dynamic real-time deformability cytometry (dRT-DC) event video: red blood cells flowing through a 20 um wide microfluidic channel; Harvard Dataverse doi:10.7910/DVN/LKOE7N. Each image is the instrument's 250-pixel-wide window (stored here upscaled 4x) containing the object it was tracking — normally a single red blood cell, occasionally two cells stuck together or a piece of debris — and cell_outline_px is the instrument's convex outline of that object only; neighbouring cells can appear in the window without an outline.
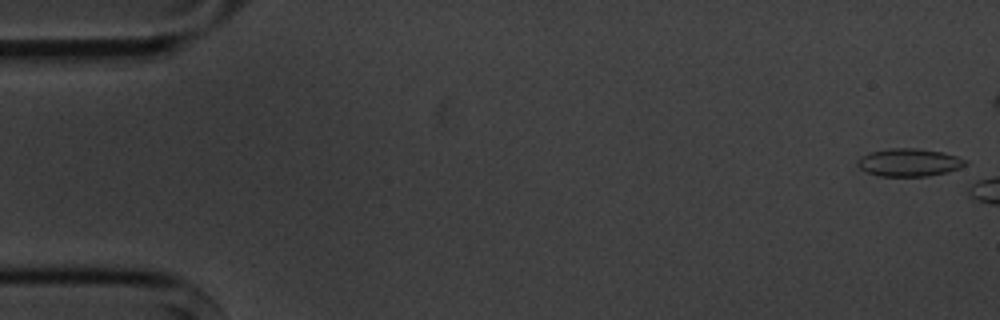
{"species": "common noctule bat (a hibernating species)", "species_latin": "Nyctalus noctula", "temperature_condition": "cold", "stored_images_in_passage": 5, "camera_frame_rate_fps": 3000, "um_per_image_px": 0.085, "animal": {"sex": "male", "body_mass_g": 20.1, "forearm_length_mm": 53.5}, "frame": {"image": 1, "passage_image": 1, "time_ms": 0.0, "image_size_px": [1000, 320], "cell_outline_px": [[968, 164], [960, 168], [928, 176], [880, 176], [868, 172], [860, 168], [856, 164], [856, 160], [860, 156], [872, 152], [888, 148], [916, 148], [940, 152], [956, 156], [968, 160]], "centroid_in_image_um": [77.26, 13.8], "position_along_channel_um": 7.7, "area_um2": 17.4}}